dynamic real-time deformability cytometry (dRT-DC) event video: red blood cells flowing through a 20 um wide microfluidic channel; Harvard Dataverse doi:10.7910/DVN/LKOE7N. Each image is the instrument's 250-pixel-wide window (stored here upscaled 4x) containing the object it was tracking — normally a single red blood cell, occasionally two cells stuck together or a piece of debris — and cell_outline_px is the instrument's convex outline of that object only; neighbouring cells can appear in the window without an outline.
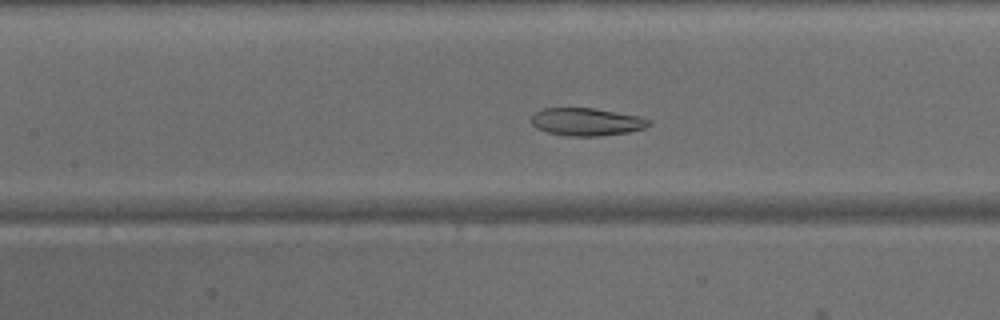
{"species": "common noctule bat (a hibernating species)", "species_latin": "Nyctalus noctula", "temperature_condition": "warm", "stored_images_in_passage": 47, "camera_frame_rate_fps": 3000, "um_per_image_px": 0.085, "animal": {"sex": "male", "body_mass_g": 15.6}, "frame": {"image": 1, "passage_image": 21, "time_ms": 6.667, "image_size_px": [1000, 320], "cell_outline_px": [[652, 124], [644, 128], [628, 132], [596, 136], [572, 136], [548, 132], [536, 128], [532, 124], [532, 116], [536, 112], [544, 108], [592, 108], [640, 116], [652, 120]], "centroid_in_image_um": [49.89, 10.35], "position_along_channel_um": 157.5, "area_um2": 18.84}}
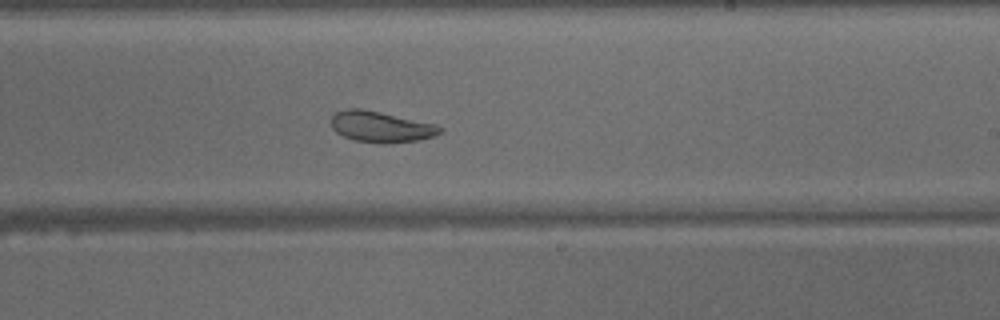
{"frame": {"image": 2, "passage_image": 28, "time_ms": 9.0, "image_size_px": [1000, 320], "cell_outline_px": [[444, 128], [440, 132], [432, 136], [416, 140], [384, 144], [380, 144], [356, 140], [344, 136], [336, 132], [332, 128], [332, 116], [336, 112], [344, 108], [360, 108], [380, 112], [436, 124]], "centroid_in_image_um": [32.35, 10.77], "position_along_channel_um": 256.6, "area_um2": 19.48}}
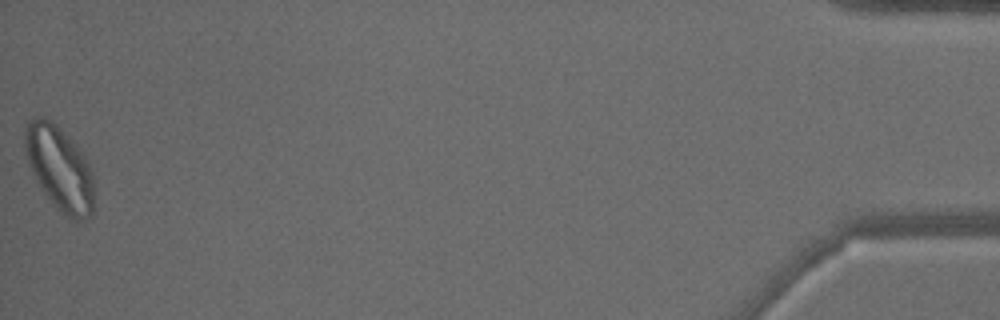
{"frame": {"image": 3, "passage_image": 47, "time_ms": 15.333, "image_size_px": [1000, 320], "cell_outline_px": [[92, 216], [80, 220], [72, 220], [56, 208], [52, 204], [40, 188], [28, 164], [24, 152], [24, 124], [28, 120], [36, 116], [44, 116], [52, 120], [80, 148], [92, 172]], "centroid_in_image_um": [5.0, 14.26], "position_along_channel_um": 430.2, "area_um2": 34.28}}